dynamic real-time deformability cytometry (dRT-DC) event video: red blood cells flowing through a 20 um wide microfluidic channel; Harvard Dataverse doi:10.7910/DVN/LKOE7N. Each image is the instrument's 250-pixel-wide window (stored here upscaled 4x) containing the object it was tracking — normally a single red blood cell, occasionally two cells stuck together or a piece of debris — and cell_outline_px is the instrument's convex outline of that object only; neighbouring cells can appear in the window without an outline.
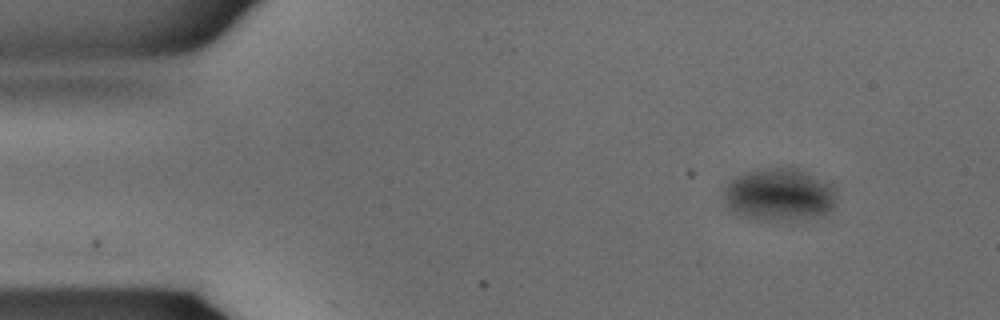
{"species": "common noctule bat (a hibernating species)", "species_latin": "Nyctalus noctula", "temperature_condition": "warm", "stored_images_in_passage": 7, "camera_frame_rate_fps": 3000, "um_per_image_px": 0.085, "animal": {"sex": "male", "body_mass_g": 15.6}, "frame": {"image": 1, "passage_image": 1, "time_ms": 0.0, "image_size_px": [1000, 320], "cell_outline_px": [[836, 196], [832, 208], [824, 216], [804, 220], [760, 220], [744, 216], [736, 212], [724, 200], [724, 188], [728, 180], [744, 172], [768, 168], [804, 168], [836, 188]], "centroid_in_image_um": [66.28, 16.54], "position_along_channel_um": 18.7, "area_um2": 34.97}}